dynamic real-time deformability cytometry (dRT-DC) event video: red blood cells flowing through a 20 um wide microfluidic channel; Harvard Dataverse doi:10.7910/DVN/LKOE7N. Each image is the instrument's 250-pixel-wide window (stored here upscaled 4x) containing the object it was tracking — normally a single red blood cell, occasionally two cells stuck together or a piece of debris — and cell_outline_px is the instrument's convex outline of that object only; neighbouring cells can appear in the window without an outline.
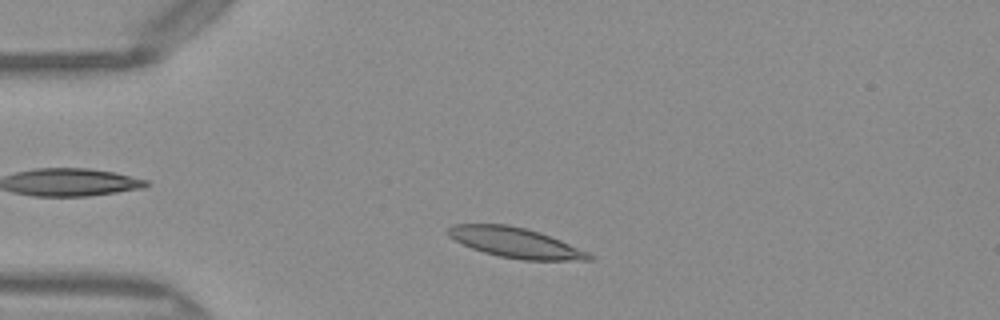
{"species": "Egyptian fruit bat (a non-hibernating species)", "species_latin": "Rousettus aegyptiacus", "temperature_condition": "warm", "stored_images_in_passage": 38, "camera_frame_rate_fps": 3000, "um_per_image_px": 0.085, "frame": {"image": 1, "passage_image": 5, "time_ms": 1.333, "image_size_px": [1000, 320], "cell_outline_px": [[596, 260], [520, 260], [500, 256], [484, 252], [472, 248], [448, 236], [448, 228], [452, 224], [508, 224], [524, 228], [560, 240], [588, 252]], "centroid_in_image_um": [43.81, 20.63], "position_along_channel_um": 41.2, "area_um2": 24.33}}
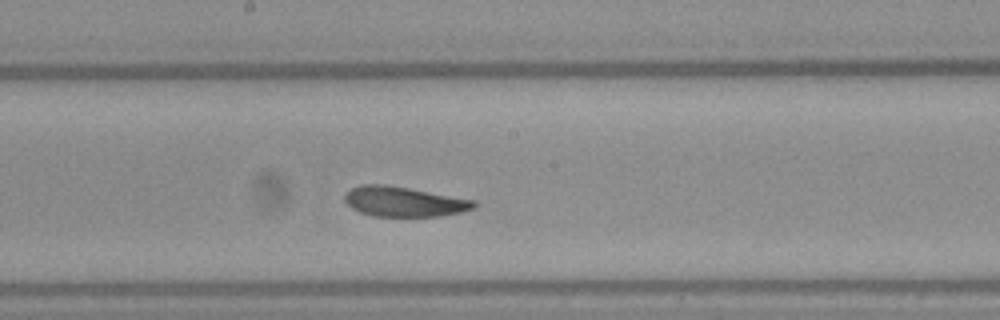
{"frame": {"image": 2, "passage_image": 20, "time_ms": 6.333, "image_size_px": [1000, 320], "cell_outline_px": [[476, 208], [464, 212], [440, 216], [372, 216], [360, 212], [352, 208], [344, 200], [344, 196], [352, 188], [360, 184], [384, 184], [408, 188], [476, 200]], "centroid_in_image_um": [34.36, 17.14], "position_along_channel_um": 213.8, "area_um2": 22.6}}
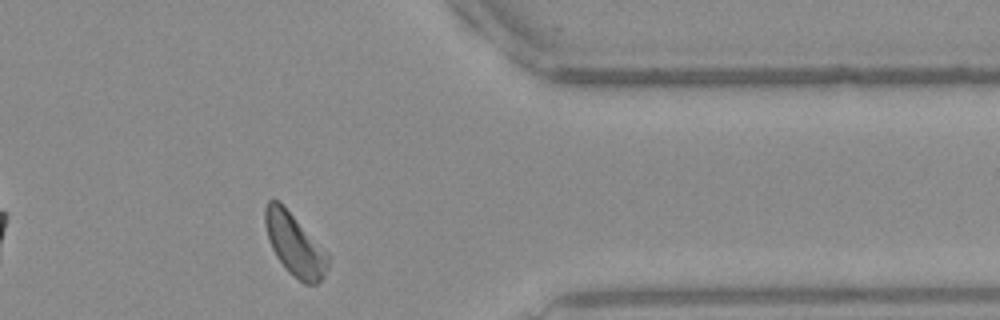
{"frame": {"image": 3, "passage_image": 34, "time_ms": 11.0, "image_size_px": [1000, 320], "cell_outline_px": [[328, 268], [324, 276], [316, 284], [304, 284], [288, 272], [284, 268], [276, 256], [268, 240], [264, 224], [264, 208], [268, 200], [280, 200], [328, 252]], "centroid_in_image_um": [25.03, 20.76], "position_along_channel_um": 386.4, "area_um2": 23.18}, "authors_computed_cell_mechanics": {"area_um2": 23.1778, "velocity_mm_per_s": 4.0188, "shape_relaxation_time_tau1_ms": 3.2123, "shape_relaxation_time_tau2_ms": 4.1434, "deformation_change_tau1": 0.1154, "deformation_change_tau2": 0.1122}}